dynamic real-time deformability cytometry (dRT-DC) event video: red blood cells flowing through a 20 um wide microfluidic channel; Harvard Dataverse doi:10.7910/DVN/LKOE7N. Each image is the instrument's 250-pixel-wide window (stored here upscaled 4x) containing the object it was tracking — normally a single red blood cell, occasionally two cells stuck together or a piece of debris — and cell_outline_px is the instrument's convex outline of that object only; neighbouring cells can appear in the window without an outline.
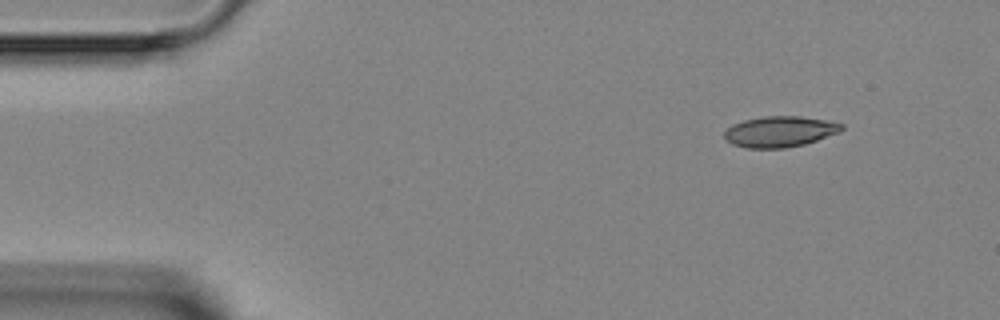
{"species": "Egyptian fruit bat (a non-hibernating species)", "species_latin": "Rousettus aegyptiacus", "temperature_condition": "room temperature", "stored_images_in_passage": 4, "camera_frame_rate_fps": 3000, "um_per_image_px": 0.085, "animal": {"sex": "female"}, "frame": {"image": 1, "passage_image": 1, "time_ms": 0.0, "image_size_px": [1000, 320], "cell_outline_px": [[844, 128], [840, 132], [804, 144], [784, 148], [748, 148], [732, 144], [724, 136], [724, 132], [732, 124], [744, 120], [764, 116], [800, 116], [824, 120], [844, 124]], "centroid_in_image_um": [66.28, 11.18], "position_along_channel_um": 18.7, "area_um2": 20.92}}
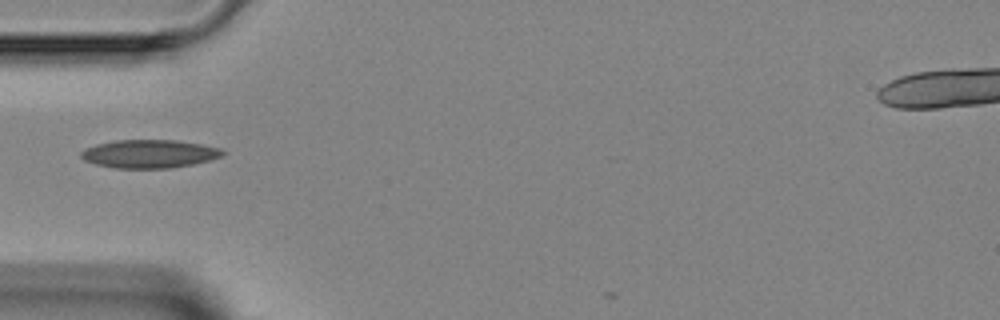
{"frame": {"image": 2, "passage_image": 3, "time_ms": 3.333, "image_size_px": [1000, 320], "cell_outline_px": [[228, 152], [224, 156], [192, 164], [168, 168], [116, 168], [96, 164], [84, 160], [80, 156], [80, 152], [96, 144], [116, 140], [176, 140], [200, 144], [220, 148]], "centroid_in_image_um": [12.72, 13.07], "position_along_channel_um": 72.3, "area_um2": 23.24}}